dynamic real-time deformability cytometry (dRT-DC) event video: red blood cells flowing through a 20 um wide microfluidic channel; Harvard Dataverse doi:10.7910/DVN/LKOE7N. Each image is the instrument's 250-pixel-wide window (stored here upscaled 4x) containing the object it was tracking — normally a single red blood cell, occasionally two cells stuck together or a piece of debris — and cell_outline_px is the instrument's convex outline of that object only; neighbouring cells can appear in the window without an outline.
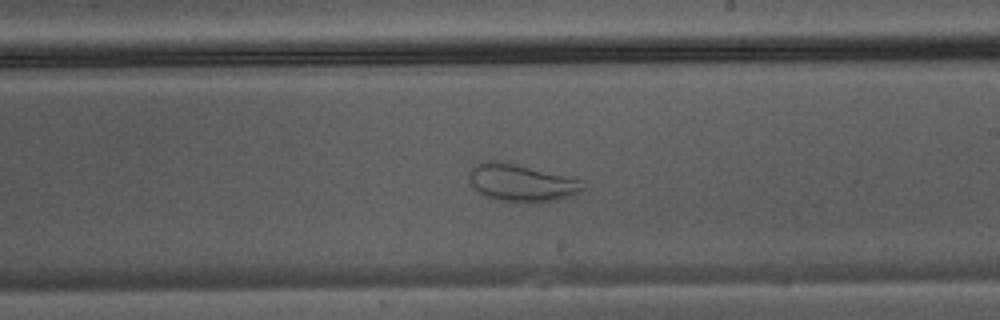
{"species": "Egyptian fruit bat (a non-hibernating species)", "species_latin": "Rousettus aegyptiacus", "temperature_condition": "warm", "stored_images_in_passage": 44, "camera_frame_rate_fps": 3000, "um_per_image_px": 0.085, "animal": {"sex": "male"}, "frame": {"image": 1, "passage_image": 26, "time_ms": 8.333, "image_size_px": [1000, 320], "cell_outline_px": [[584, 188], [580, 192], [572, 196], [556, 200], [536, 204], [532, 204], [496, 200], [484, 196], [468, 180], [468, 172], [476, 164], [484, 160], [504, 160], [572, 176], [580, 180]], "centroid_in_image_um": [44.33, 15.52], "position_along_channel_um": 244.7, "area_um2": 25.78}}
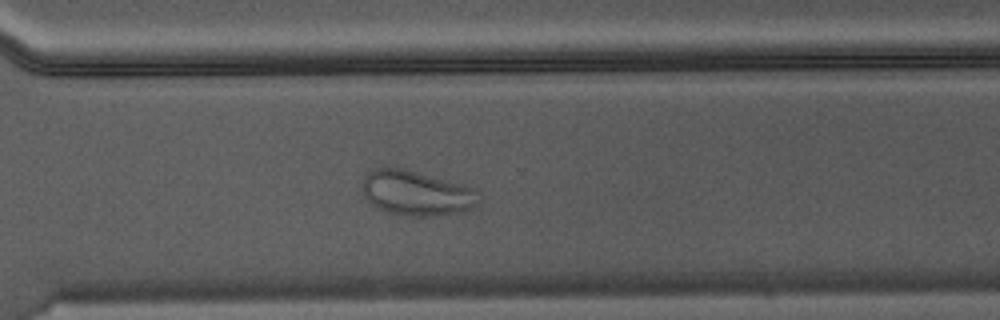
{"frame": {"image": 2, "passage_image": 32, "time_ms": 10.333, "image_size_px": [1000, 320], "cell_outline_px": [[484, 196], [472, 208], [456, 212], [436, 216], [404, 216], [368, 204], [360, 188], [360, 184], [364, 176], [372, 168], [400, 168], [416, 172], [476, 188]], "centroid_in_image_um": [35.38, 16.41], "position_along_channel_um": 335.2, "area_um2": 30.69}}